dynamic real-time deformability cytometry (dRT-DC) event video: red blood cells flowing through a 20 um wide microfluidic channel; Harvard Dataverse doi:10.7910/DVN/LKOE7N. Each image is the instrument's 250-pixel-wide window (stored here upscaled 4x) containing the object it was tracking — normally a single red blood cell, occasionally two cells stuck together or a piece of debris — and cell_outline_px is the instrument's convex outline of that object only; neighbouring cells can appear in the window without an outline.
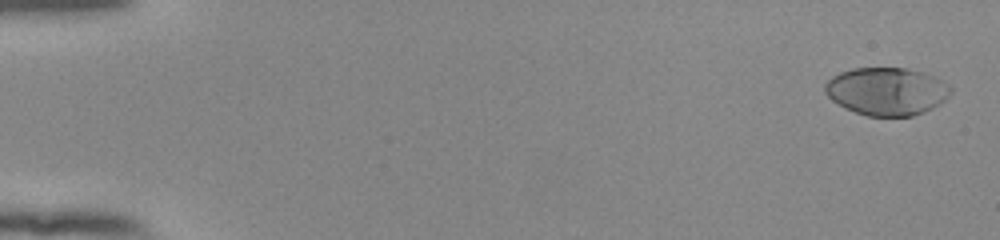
{"species": "human", "species_latin": "Homo sapiens", "temperature_condition": "room temperature", "stored_images_in_passage": 55, "camera_frame_rate_fps": 3000, "um_per_image_px": 0.085, "donor": {"sex": "female"}, "frame": {"image": 1, "passage_image": 2, "time_ms": 0.333, "image_size_px": [1000, 240], "cell_outline_px": [[952, 92], [940, 104], [924, 112], [912, 116], [868, 116], [844, 108], [832, 100], [824, 92], [824, 84], [832, 76], [840, 72], [852, 68], [904, 68], [924, 72], [948, 84], [952, 88]], "centroid_in_image_um": [75.35, 7.76], "position_along_channel_um": 9.6, "area_um2": 35.08}}
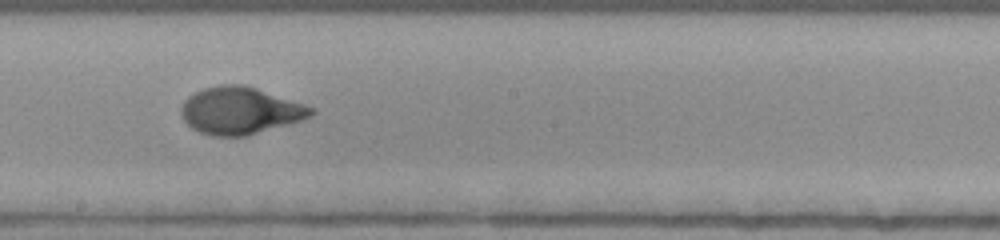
{"frame": {"image": 2, "passage_image": 32, "time_ms": 10.333, "image_size_px": [1000, 240], "cell_outline_px": [[316, 112], [312, 116], [304, 120], [244, 136], [212, 136], [200, 132], [192, 128], [184, 120], [180, 112], [180, 108], [184, 100], [188, 96], [204, 88], [220, 84], [244, 84], [316, 108]], "centroid_in_image_um": [20.42, 9.4], "position_along_channel_um": 227.8, "area_um2": 35.78}}
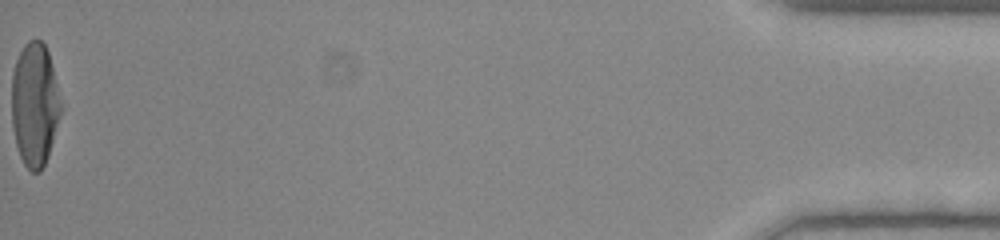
{"frame": {"image": 3, "passage_image": 55, "time_ms": 18.0, "image_size_px": [1000, 240], "cell_outline_px": [[64, 108], [48, 156], [40, 172], [32, 172], [24, 164], [20, 156], [16, 144], [12, 128], [12, 72], [16, 60], [24, 44], [28, 40], [40, 40], [44, 44], [48, 52]], "centroid_in_image_um": [2.97, 8.89], "position_along_channel_um": 432.2, "area_um2": 35.84}, "authors_computed_cell_mechanics": {"area_um2": 34.969, "velocity_mm_per_s": 3.8663, "shape_relaxation_time_tau1_ms": 3.6235, "shape_relaxation_time_tau2_ms": null, "deformation_change_tau1": 0.2035, "deformation_change_tau2": null}}